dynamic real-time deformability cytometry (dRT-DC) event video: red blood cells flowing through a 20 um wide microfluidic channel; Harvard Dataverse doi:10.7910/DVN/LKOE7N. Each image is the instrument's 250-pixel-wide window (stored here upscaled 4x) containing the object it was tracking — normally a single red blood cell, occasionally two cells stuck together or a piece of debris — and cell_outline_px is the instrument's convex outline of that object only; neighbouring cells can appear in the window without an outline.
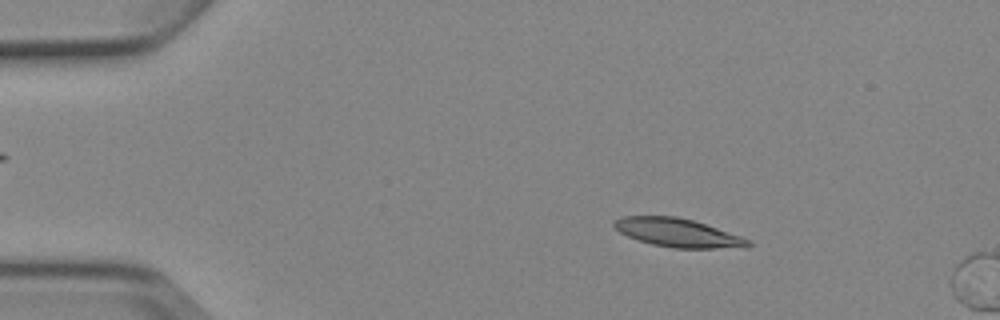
{"species": "Egyptian fruit bat (a non-hibernating species)", "species_latin": "Rousettus aegyptiacus", "temperature_condition": "cold", "stored_images_in_passage": 2, "segment_of_instrument_passage": [1, 2], "camera_frame_rate_fps": 3000, "um_per_image_px": 0.085, "animal": {"sex": "female"}, "frame": {"image": 1, "passage_image": 1, "time_ms": 0.0, "image_size_px": [1000, 320], "cell_outline_px": [[752, 244], [748, 248], [672, 248], [652, 244], [628, 236], [620, 232], [612, 224], [620, 216], [676, 216], [692, 220], [752, 240]], "centroid_in_image_um": [57.65, 19.79], "position_along_channel_um": 27.4, "area_um2": 22.14}}